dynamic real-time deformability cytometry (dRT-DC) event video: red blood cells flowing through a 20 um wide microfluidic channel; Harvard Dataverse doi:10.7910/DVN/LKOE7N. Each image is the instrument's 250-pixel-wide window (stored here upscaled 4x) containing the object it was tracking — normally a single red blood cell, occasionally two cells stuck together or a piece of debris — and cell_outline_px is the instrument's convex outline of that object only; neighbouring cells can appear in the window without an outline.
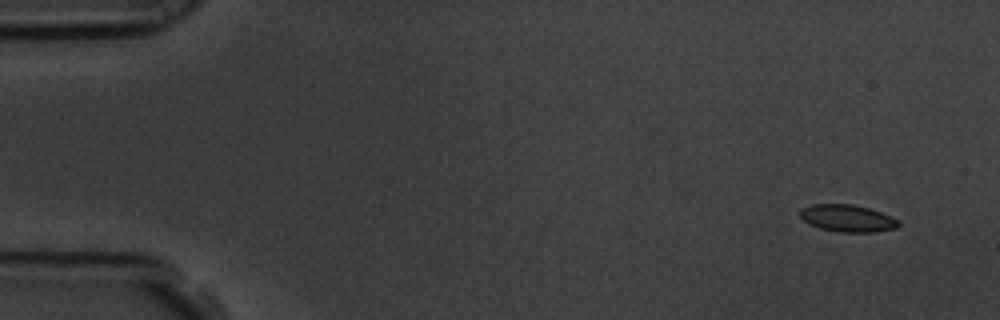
{"species": "common noctule bat (a hibernating species)", "species_latin": "Nyctalus noctula", "temperature_condition": "room temperature", "stored_images_in_passage": 5, "camera_frame_rate_fps": 3000, "um_per_image_px": 0.085, "animal": {"sex": "male", "body_mass_g": 19.5, "forearm_length_mm": 54.6}, "frame": {"image": 1, "passage_image": 1, "time_ms": 0.0, "image_size_px": [1000, 320], "cell_outline_px": [[900, 224], [896, 228], [872, 232], [840, 232], [820, 228], [808, 224], [800, 216], [800, 208], [812, 204], [852, 204], [868, 208], [880, 212], [900, 220]], "centroid_in_image_um": [72.02, 18.55], "position_along_channel_um": 13.0, "area_um2": 15.55}}
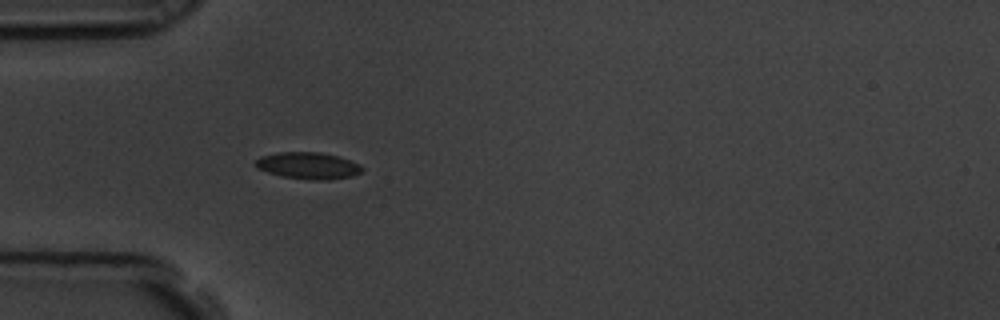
{"frame": {"image": 2, "passage_image": 5, "time_ms": 1.333, "image_size_px": [1000, 320], "cell_outline_px": [[364, 168], [360, 172], [352, 176], [328, 180], [308, 180], [280, 176], [256, 168], [256, 160], [260, 156], [280, 152], [320, 152], [336, 156], [360, 164]], "centroid_in_image_um": [26.18, 14.09], "position_along_channel_um": 58.8, "area_um2": 16.59}}